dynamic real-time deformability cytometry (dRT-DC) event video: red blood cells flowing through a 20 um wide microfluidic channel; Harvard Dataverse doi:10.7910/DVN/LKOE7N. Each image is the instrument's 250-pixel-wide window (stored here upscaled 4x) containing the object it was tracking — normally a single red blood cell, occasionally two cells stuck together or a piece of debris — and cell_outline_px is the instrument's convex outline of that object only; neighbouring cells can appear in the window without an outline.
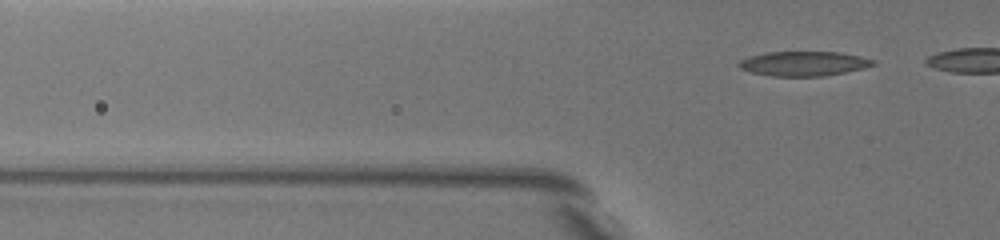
{"species": "common noctule bat (a hibernating species)", "species_latin": "Nyctalus noctula", "temperature_condition": "warm", "stored_images_in_passage": 4, "camera_frame_rate_fps": 3000, "um_per_image_px": 0.085, "animal": {"sex": "female", "body_mass_g": 19.5, "forearm_length_mm": 54.1}, "frame": {"image": 1, "passage_image": 4, "time_ms": 1.333, "image_size_px": [1000, 240], "cell_outline_px": [[876, 64], [864, 68], [824, 76], [772, 76], [752, 72], [740, 68], [736, 64], [740, 60], [748, 56], [764, 52], [840, 52], [860, 56], [876, 60]], "centroid_in_image_um": [68.31, 5.4], "position_along_channel_um": 57.5, "area_um2": 19.31}}